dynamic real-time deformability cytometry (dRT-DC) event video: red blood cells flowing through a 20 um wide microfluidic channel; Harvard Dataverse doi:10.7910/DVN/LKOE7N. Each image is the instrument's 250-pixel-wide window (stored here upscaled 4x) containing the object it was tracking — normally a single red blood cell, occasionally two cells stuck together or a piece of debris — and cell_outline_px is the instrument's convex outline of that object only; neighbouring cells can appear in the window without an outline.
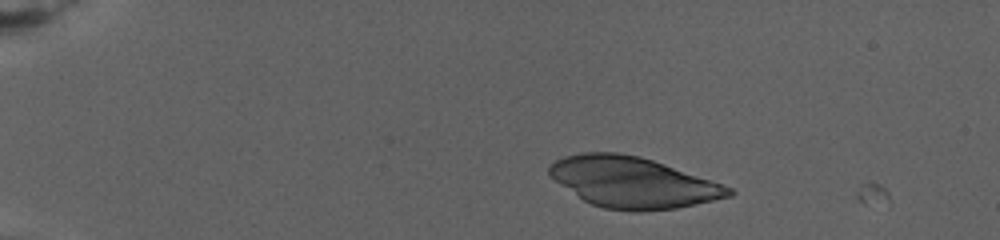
{"species": "human", "species_latin": "Homo sapiens", "temperature_condition": "warm", "stored_images_in_passage": 6, "camera_frame_rate_fps": 3000, "um_per_image_px": 0.085, "donor": {"sex": "female"}, "frame": {"image": 1, "passage_image": 5, "time_ms": 1.667, "image_size_px": [1000, 240], "cell_outline_px": [[736, 192], [732, 196], [676, 208], [640, 212], [636, 212], [604, 208], [592, 204], [584, 200], [548, 176], [548, 168], [556, 160], [564, 156], [584, 152], [616, 152], [640, 156], [664, 164], [732, 188]], "centroid_in_image_um": [53.76, 15.5], "position_along_channel_um": 31.2, "area_um2": 52.66}}